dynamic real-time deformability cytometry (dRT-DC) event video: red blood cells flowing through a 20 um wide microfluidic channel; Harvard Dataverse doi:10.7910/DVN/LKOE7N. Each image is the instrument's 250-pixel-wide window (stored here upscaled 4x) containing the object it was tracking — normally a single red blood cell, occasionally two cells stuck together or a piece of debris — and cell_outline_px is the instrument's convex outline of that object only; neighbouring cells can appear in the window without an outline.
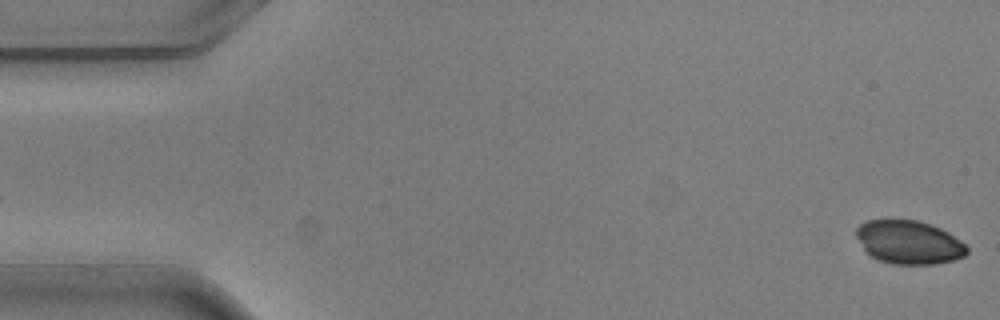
{"species": "common noctule bat (a hibernating species)", "species_latin": "Nyctalus noctula", "temperature_condition": "warm", "stored_images_in_passage": 2, "camera_frame_rate_fps": 3000, "um_per_image_px": 0.085, "animal": {"sex": "male", "body_mass_g": 20.5, "forearm_length_mm": 52.5}, "frame": {"image": 1, "passage_image": 2, "time_ms": 0.333, "image_size_px": [1000, 320], "cell_outline_px": [[968, 252], [964, 256], [952, 260], [936, 264], [892, 264], [880, 260], [872, 256], [864, 248], [856, 236], [856, 228], [860, 224], [868, 220], [888, 216], [916, 220], [940, 228], [948, 232], [960, 240], [968, 248]], "centroid_in_image_um": [77.23, 20.54], "position_along_channel_um": 7.8, "area_um2": 28.44}}